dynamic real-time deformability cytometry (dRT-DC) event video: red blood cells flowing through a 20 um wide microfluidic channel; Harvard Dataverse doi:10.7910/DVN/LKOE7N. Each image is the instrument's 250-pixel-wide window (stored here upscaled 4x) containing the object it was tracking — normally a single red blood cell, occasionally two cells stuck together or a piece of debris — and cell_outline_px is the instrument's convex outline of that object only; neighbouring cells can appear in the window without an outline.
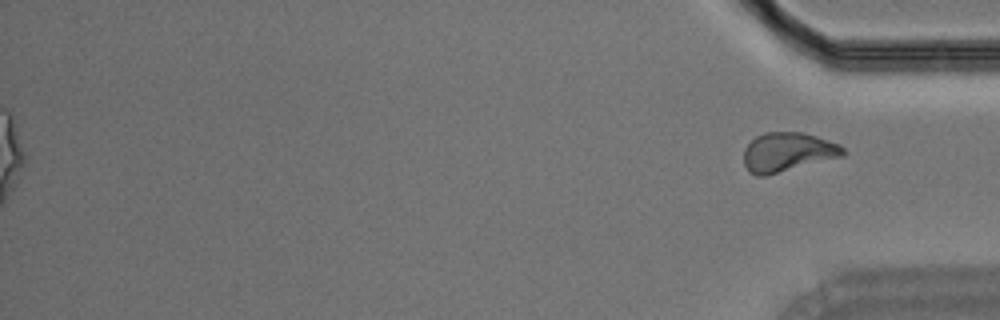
{"species": "Egyptian fruit bat (a non-hibernating species)", "species_latin": "Rousettus aegyptiacus", "temperature_condition": "room temperature", "stored_images_in_passage": 44, "segment_of_instrument_passage": [2, 2], "camera_frame_rate_fps": 3000, "um_per_image_px": 0.085, "animal": {"sex": "male"}, "frame": {"image": 1, "passage_image": 44, "time_ms": 14.333, "image_size_px": [1000, 320], "cell_outline_px": [[848, 152], [844, 156], [764, 176], [756, 176], [748, 172], [744, 164], [744, 148], [756, 136], [764, 132], [804, 132], [840, 144]], "centroid_in_image_um": [66.96, 12.92], "position_along_channel_um": 368.2, "area_um2": 22.83}}